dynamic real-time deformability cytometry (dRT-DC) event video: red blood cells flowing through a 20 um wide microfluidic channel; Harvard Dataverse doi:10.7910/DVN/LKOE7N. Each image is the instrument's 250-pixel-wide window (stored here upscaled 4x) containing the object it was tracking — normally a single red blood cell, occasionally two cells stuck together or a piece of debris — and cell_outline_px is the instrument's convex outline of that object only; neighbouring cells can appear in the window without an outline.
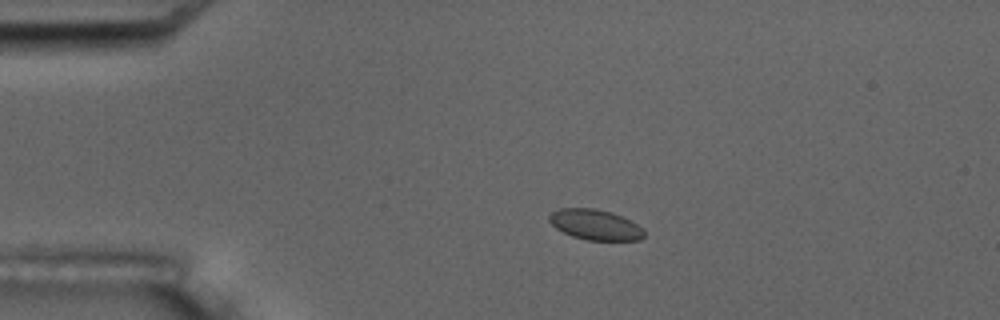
{"species": "common noctule bat (a hibernating species)", "species_latin": "Nyctalus noctula", "temperature_condition": "room temperature", "stored_images_in_passage": 5, "camera_frame_rate_fps": 3000, "um_per_image_px": 0.085, "animal": {"sex": "male", "body_mass_g": 17.5, "forearm_length_mm": 52.3}, "frame": {"image": 1, "passage_image": 2, "time_ms": 1.333, "image_size_px": [1000, 320], "cell_outline_px": [[644, 236], [640, 240], [588, 240], [572, 236], [556, 228], [548, 220], [548, 216], [552, 212], [560, 208], [596, 208], [612, 212], [644, 228]], "centroid_in_image_um": [50.58, 19.09], "position_along_channel_um": 34.4, "area_um2": 16.76}}